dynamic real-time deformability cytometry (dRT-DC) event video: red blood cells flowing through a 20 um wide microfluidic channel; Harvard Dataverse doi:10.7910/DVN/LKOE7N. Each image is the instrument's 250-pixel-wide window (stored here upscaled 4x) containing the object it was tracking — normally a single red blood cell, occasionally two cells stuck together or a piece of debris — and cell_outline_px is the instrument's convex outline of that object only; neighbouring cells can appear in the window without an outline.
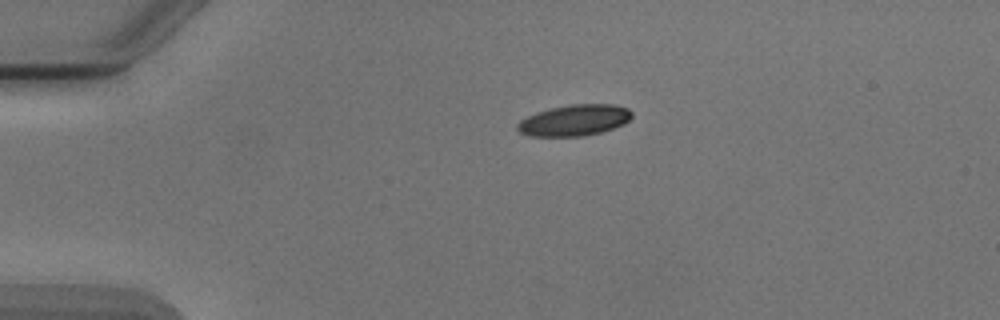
{"species": "Egyptian fruit bat (a non-hibernating species)", "species_latin": "Rousettus aegyptiacus", "temperature_condition": "cold", "stored_images_in_passage": 2, "camera_frame_rate_fps": 3000, "um_per_image_px": 0.085, "animal": {"sex": "male"}, "frame": {"image": 1, "passage_image": 1, "time_ms": 0.0, "image_size_px": [1000, 320], "cell_outline_px": [[632, 116], [624, 124], [600, 132], [580, 136], [532, 136], [520, 132], [516, 128], [516, 124], [520, 120], [536, 112], [552, 108], [572, 104], [612, 104], [628, 108], [632, 112]], "centroid_in_image_um": [48.82, 10.21], "position_along_channel_um": 36.2, "area_um2": 20.58}}